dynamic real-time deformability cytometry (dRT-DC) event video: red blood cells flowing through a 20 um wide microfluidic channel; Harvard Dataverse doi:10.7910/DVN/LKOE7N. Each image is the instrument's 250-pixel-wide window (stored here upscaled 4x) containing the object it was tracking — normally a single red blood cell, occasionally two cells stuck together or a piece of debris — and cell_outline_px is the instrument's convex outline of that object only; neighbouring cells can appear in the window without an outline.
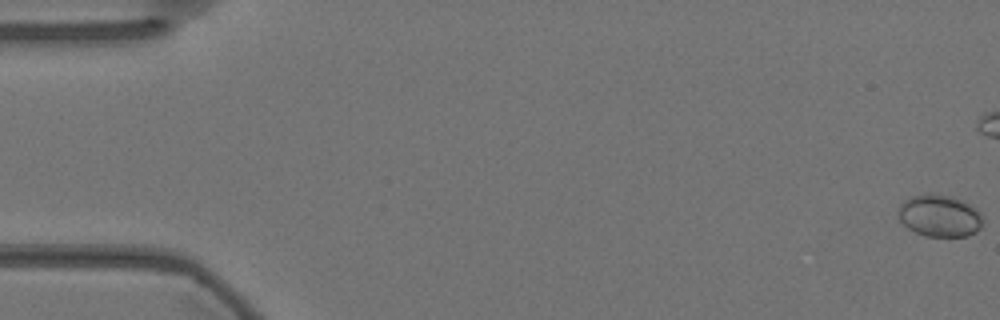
{"species": "Egyptian fruit bat (a non-hibernating species)", "species_latin": "Rousettus aegyptiacus", "temperature_condition": "warm", "stored_images_in_passage": 46, "camera_frame_rate_fps": 3000, "um_per_image_px": 0.085, "animal": {"sex": "female"}, "frame": {"image": 1, "passage_image": 1, "time_ms": 0.0, "image_size_px": [1000, 320], "cell_outline_px": [[984, 224], [976, 232], [968, 236], [924, 236], [908, 228], [900, 220], [896, 212], [900, 204], [908, 196], [928, 192], [952, 196], [964, 200], [976, 208], [980, 212], [984, 220]], "centroid_in_image_um": [79.86, 18.31], "position_along_channel_um": 5.1, "area_um2": 21.33}}
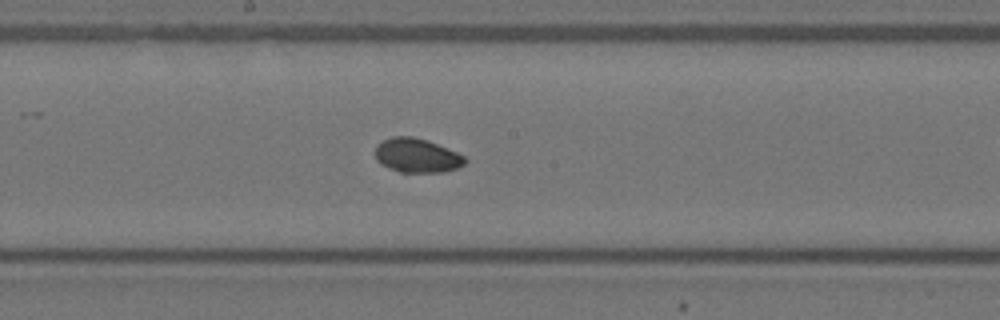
{"frame": {"image": 2, "passage_image": 31, "time_ms": 10.0, "image_size_px": [1000, 320], "cell_outline_px": [[468, 160], [464, 164], [456, 168], [444, 172], [400, 172], [388, 168], [380, 164], [376, 160], [376, 148], [384, 140], [392, 136], [412, 136], [428, 140], [456, 152], [464, 156]], "centroid_in_image_um": [35.44, 13.22], "position_along_channel_um": 212.8, "area_um2": 17.8}}
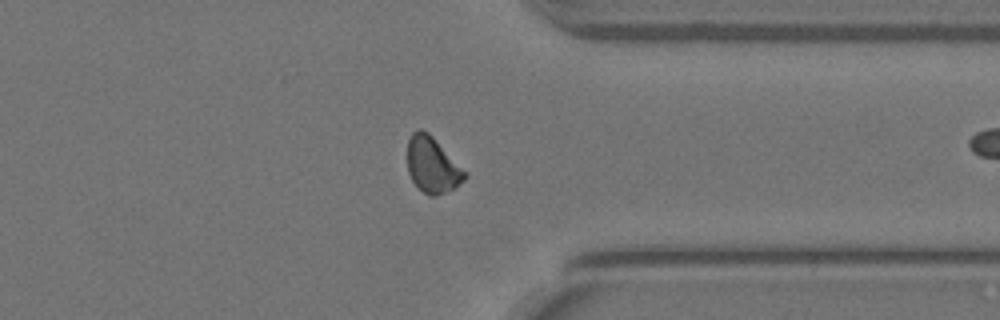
{"frame": {"image": 3, "passage_image": 45, "time_ms": 14.667, "image_size_px": [1000, 320], "cell_outline_px": [[468, 176], [464, 180], [452, 188], [436, 196], [428, 196], [412, 180], [408, 172], [408, 140], [412, 132], [420, 128], [428, 132], [468, 172]], "centroid_in_image_um": [36.76, 14.0], "position_along_channel_um": 374.6, "area_um2": 18.55}}